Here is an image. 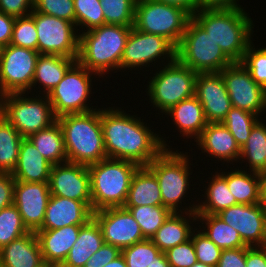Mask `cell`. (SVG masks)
Returning <instances> with one entry per match:
<instances>
[{
    "instance_id": "cell-1",
    "label": "cell",
    "mask_w": 266,
    "mask_h": 267,
    "mask_svg": "<svg viewBox=\"0 0 266 267\" xmlns=\"http://www.w3.org/2000/svg\"><path fill=\"white\" fill-rule=\"evenodd\" d=\"M106 107L101 108V126L107 158L147 166L165 149H171L166 137L150 129L141 117L120 107Z\"/></svg>"
},
{
    "instance_id": "cell-2",
    "label": "cell",
    "mask_w": 266,
    "mask_h": 267,
    "mask_svg": "<svg viewBox=\"0 0 266 267\" xmlns=\"http://www.w3.org/2000/svg\"><path fill=\"white\" fill-rule=\"evenodd\" d=\"M244 7L233 9H202L192 18L219 44L233 61L241 62L248 45L254 41V23Z\"/></svg>"
},
{
    "instance_id": "cell-3",
    "label": "cell",
    "mask_w": 266,
    "mask_h": 267,
    "mask_svg": "<svg viewBox=\"0 0 266 267\" xmlns=\"http://www.w3.org/2000/svg\"><path fill=\"white\" fill-rule=\"evenodd\" d=\"M132 27L105 24L79 33L77 61L96 73L98 78L104 77L108 72L120 71L121 59Z\"/></svg>"
},
{
    "instance_id": "cell-4",
    "label": "cell",
    "mask_w": 266,
    "mask_h": 267,
    "mask_svg": "<svg viewBox=\"0 0 266 267\" xmlns=\"http://www.w3.org/2000/svg\"><path fill=\"white\" fill-rule=\"evenodd\" d=\"M62 129L67 161L89 166L106 159L101 109L57 118Z\"/></svg>"
},
{
    "instance_id": "cell-5",
    "label": "cell",
    "mask_w": 266,
    "mask_h": 267,
    "mask_svg": "<svg viewBox=\"0 0 266 267\" xmlns=\"http://www.w3.org/2000/svg\"><path fill=\"white\" fill-rule=\"evenodd\" d=\"M178 149H165L156 157L147 167L155 174L161 191L162 206L167 207L172 212H196V203L192 200L189 206H182L184 198L189 194L188 189L191 186L190 155L183 153ZM187 194V195H186ZM185 207V208H184Z\"/></svg>"
},
{
    "instance_id": "cell-6",
    "label": "cell",
    "mask_w": 266,
    "mask_h": 267,
    "mask_svg": "<svg viewBox=\"0 0 266 267\" xmlns=\"http://www.w3.org/2000/svg\"><path fill=\"white\" fill-rule=\"evenodd\" d=\"M87 167L90 173L93 212L123 207L132 176L139 165L128 160L106 158Z\"/></svg>"
},
{
    "instance_id": "cell-7",
    "label": "cell",
    "mask_w": 266,
    "mask_h": 267,
    "mask_svg": "<svg viewBox=\"0 0 266 267\" xmlns=\"http://www.w3.org/2000/svg\"><path fill=\"white\" fill-rule=\"evenodd\" d=\"M159 69V70H158ZM158 71L148 80L146 95L149 102L158 113L167 112L173 105L195 95V80L197 72L192 71L177 59L173 62L157 67ZM148 90V91H147ZM160 111V112H159Z\"/></svg>"
},
{
    "instance_id": "cell-8",
    "label": "cell",
    "mask_w": 266,
    "mask_h": 267,
    "mask_svg": "<svg viewBox=\"0 0 266 267\" xmlns=\"http://www.w3.org/2000/svg\"><path fill=\"white\" fill-rule=\"evenodd\" d=\"M176 59L197 73L221 72L234 63L193 18L176 47Z\"/></svg>"
},
{
    "instance_id": "cell-9",
    "label": "cell",
    "mask_w": 266,
    "mask_h": 267,
    "mask_svg": "<svg viewBox=\"0 0 266 267\" xmlns=\"http://www.w3.org/2000/svg\"><path fill=\"white\" fill-rule=\"evenodd\" d=\"M34 92L11 93L4 96L3 117L23 138L45 129L57 121L48 96Z\"/></svg>"
},
{
    "instance_id": "cell-10",
    "label": "cell",
    "mask_w": 266,
    "mask_h": 267,
    "mask_svg": "<svg viewBox=\"0 0 266 267\" xmlns=\"http://www.w3.org/2000/svg\"><path fill=\"white\" fill-rule=\"evenodd\" d=\"M192 15L186 10L154 0H136L134 27L159 35L178 46Z\"/></svg>"
},
{
    "instance_id": "cell-11",
    "label": "cell",
    "mask_w": 266,
    "mask_h": 267,
    "mask_svg": "<svg viewBox=\"0 0 266 267\" xmlns=\"http://www.w3.org/2000/svg\"><path fill=\"white\" fill-rule=\"evenodd\" d=\"M97 76L78 61L67 70L63 79L47 95L57 118L66 114L85 113L97 109L98 105L93 108L92 103L90 104V95L94 93L92 82H95ZM93 78H95L94 81H92Z\"/></svg>"
},
{
    "instance_id": "cell-12",
    "label": "cell",
    "mask_w": 266,
    "mask_h": 267,
    "mask_svg": "<svg viewBox=\"0 0 266 267\" xmlns=\"http://www.w3.org/2000/svg\"><path fill=\"white\" fill-rule=\"evenodd\" d=\"M175 59L176 47L169 40L159 35L144 33L133 26L124 48L120 71H139V69L143 71L153 63L155 70L156 62H159L157 64L159 67L171 63Z\"/></svg>"
},
{
    "instance_id": "cell-13",
    "label": "cell",
    "mask_w": 266,
    "mask_h": 267,
    "mask_svg": "<svg viewBox=\"0 0 266 267\" xmlns=\"http://www.w3.org/2000/svg\"><path fill=\"white\" fill-rule=\"evenodd\" d=\"M30 15L34 18L38 35L37 51L40 54L78 58L79 33L74 23L34 9Z\"/></svg>"
},
{
    "instance_id": "cell-14",
    "label": "cell",
    "mask_w": 266,
    "mask_h": 267,
    "mask_svg": "<svg viewBox=\"0 0 266 267\" xmlns=\"http://www.w3.org/2000/svg\"><path fill=\"white\" fill-rule=\"evenodd\" d=\"M40 53L36 50L4 46L0 55V88L3 93H30Z\"/></svg>"
},
{
    "instance_id": "cell-15",
    "label": "cell",
    "mask_w": 266,
    "mask_h": 267,
    "mask_svg": "<svg viewBox=\"0 0 266 267\" xmlns=\"http://www.w3.org/2000/svg\"><path fill=\"white\" fill-rule=\"evenodd\" d=\"M232 107L257 116L266 111V90L251 77L241 62H234L221 72Z\"/></svg>"
},
{
    "instance_id": "cell-16",
    "label": "cell",
    "mask_w": 266,
    "mask_h": 267,
    "mask_svg": "<svg viewBox=\"0 0 266 267\" xmlns=\"http://www.w3.org/2000/svg\"><path fill=\"white\" fill-rule=\"evenodd\" d=\"M93 218L102 229L104 243L116 246L120 250L146 239L140 225L124 207H110L95 211Z\"/></svg>"
},
{
    "instance_id": "cell-17",
    "label": "cell",
    "mask_w": 266,
    "mask_h": 267,
    "mask_svg": "<svg viewBox=\"0 0 266 267\" xmlns=\"http://www.w3.org/2000/svg\"><path fill=\"white\" fill-rule=\"evenodd\" d=\"M216 215L240 234L246 246L266 244V206L261 203L237 204Z\"/></svg>"
},
{
    "instance_id": "cell-18",
    "label": "cell",
    "mask_w": 266,
    "mask_h": 267,
    "mask_svg": "<svg viewBox=\"0 0 266 267\" xmlns=\"http://www.w3.org/2000/svg\"><path fill=\"white\" fill-rule=\"evenodd\" d=\"M48 183L51 195L92 203L90 173L85 165L68 161L52 165Z\"/></svg>"
},
{
    "instance_id": "cell-19",
    "label": "cell",
    "mask_w": 266,
    "mask_h": 267,
    "mask_svg": "<svg viewBox=\"0 0 266 267\" xmlns=\"http://www.w3.org/2000/svg\"><path fill=\"white\" fill-rule=\"evenodd\" d=\"M195 96L203 107L208 123H221L232 108L219 72L198 73L195 80Z\"/></svg>"
},
{
    "instance_id": "cell-20",
    "label": "cell",
    "mask_w": 266,
    "mask_h": 267,
    "mask_svg": "<svg viewBox=\"0 0 266 267\" xmlns=\"http://www.w3.org/2000/svg\"><path fill=\"white\" fill-rule=\"evenodd\" d=\"M50 196L49 183L15 182L13 204L29 231L42 226Z\"/></svg>"
},
{
    "instance_id": "cell-21",
    "label": "cell",
    "mask_w": 266,
    "mask_h": 267,
    "mask_svg": "<svg viewBox=\"0 0 266 267\" xmlns=\"http://www.w3.org/2000/svg\"><path fill=\"white\" fill-rule=\"evenodd\" d=\"M93 218L92 203L51 195L45 218L38 230L59 229L64 226L86 225Z\"/></svg>"
},
{
    "instance_id": "cell-22",
    "label": "cell",
    "mask_w": 266,
    "mask_h": 267,
    "mask_svg": "<svg viewBox=\"0 0 266 267\" xmlns=\"http://www.w3.org/2000/svg\"><path fill=\"white\" fill-rule=\"evenodd\" d=\"M196 147L201 153H207L206 157L216 158L222 162L237 165L240 159L241 148L229 130L222 123H207L201 135L195 140ZM223 160V161H222Z\"/></svg>"
},
{
    "instance_id": "cell-23",
    "label": "cell",
    "mask_w": 266,
    "mask_h": 267,
    "mask_svg": "<svg viewBox=\"0 0 266 267\" xmlns=\"http://www.w3.org/2000/svg\"><path fill=\"white\" fill-rule=\"evenodd\" d=\"M84 225L64 226L59 229L37 230V235L44 263L60 267L76 242L79 230Z\"/></svg>"
},
{
    "instance_id": "cell-24",
    "label": "cell",
    "mask_w": 266,
    "mask_h": 267,
    "mask_svg": "<svg viewBox=\"0 0 266 267\" xmlns=\"http://www.w3.org/2000/svg\"><path fill=\"white\" fill-rule=\"evenodd\" d=\"M2 267H43L45 265L35 232L13 240L0 249Z\"/></svg>"
},
{
    "instance_id": "cell-25",
    "label": "cell",
    "mask_w": 266,
    "mask_h": 267,
    "mask_svg": "<svg viewBox=\"0 0 266 267\" xmlns=\"http://www.w3.org/2000/svg\"><path fill=\"white\" fill-rule=\"evenodd\" d=\"M167 118L170 116L172 123L182 137L194 138V141L201 135L202 131L207 126V120L204 115V110L194 95L188 99H184L176 105H173L167 112L164 113Z\"/></svg>"
},
{
    "instance_id": "cell-26",
    "label": "cell",
    "mask_w": 266,
    "mask_h": 267,
    "mask_svg": "<svg viewBox=\"0 0 266 267\" xmlns=\"http://www.w3.org/2000/svg\"><path fill=\"white\" fill-rule=\"evenodd\" d=\"M196 221V212H173L150 240L161 252H166L190 239Z\"/></svg>"
},
{
    "instance_id": "cell-27",
    "label": "cell",
    "mask_w": 266,
    "mask_h": 267,
    "mask_svg": "<svg viewBox=\"0 0 266 267\" xmlns=\"http://www.w3.org/2000/svg\"><path fill=\"white\" fill-rule=\"evenodd\" d=\"M50 164L28 138H23L19 148L18 162L11 173L15 181L48 183Z\"/></svg>"
},
{
    "instance_id": "cell-28",
    "label": "cell",
    "mask_w": 266,
    "mask_h": 267,
    "mask_svg": "<svg viewBox=\"0 0 266 267\" xmlns=\"http://www.w3.org/2000/svg\"><path fill=\"white\" fill-rule=\"evenodd\" d=\"M76 61L77 59L68 58L62 55L40 54L35 67L31 92L34 90L37 94L39 92L40 95L47 96L63 79L67 70ZM34 88H36L37 91ZM37 88L40 91H38Z\"/></svg>"
},
{
    "instance_id": "cell-29",
    "label": "cell",
    "mask_w": 266,
    "mask_h": 267,
    "mask_svg": "<svg viewBox=\"0 0 266 267\" xmlns=\"http://www.w3.org/2000/svg\"><path fill=\"white\" fill-rule=\"evenodd\" d=\"M104 244L100 225L92 218L79 230V235L60 267H84L88 259Z\"/></svg>"
},
{
    "instance_id": "cell-30",
    "label": "cell",
    "mask_w": 266,
    "mask_h": 267,
    "mask_svg": "<svg viewBox=\"0 0 266 267\" xmlns=\"http://www.w3.org/2000/svg\"><path fill=\"white\" fill-rule=\"evenodd\" d=\"M162 205L159 182L147 166H139L133 174L124 206Z\"/></svg>"
},
{
    "instance_id": "cell-31",
    "label": "cell",
    "mask_w": 266,
    "mask_h": 267,
    "mask_svg": "<svg viewBox=\"0 0 266 267\" xmlns=\"http://www.w3.org/2000/svg\"><path fill=\"white\" fill-rule=\"evenodd\" d=\"M238 168V169H237ZM230 168V172H218L227 182L230 193L235 197L237 204H259V180L258 173L247 171L237 166ZM222 171V172H221Z\"/></svg>"
},
{
    "instance_id": "cell-32",
    "label": "cell",
    "mask_w": 266,
    "mask_h": 267,
    "mask_svg": "<svg viewBox=\"0 0 266 267\" xmlns=\"http://www.w3.org/2000/svg\"><path fill=\"white\" fill-rule=\"evenodd\" d=\"M210 182L205 187L203 198L198 199L196 214H218L220 211L237 205L235 197L230 193L226 180L215 171L208 177ZM205 199V200H202ZM200 200V201H199Z\"/></svg>"
},
{
    "instance_id": "cell-33",
    "label": "cell",
    "mask_w": 266,
    "mask_h": 267,
    "mask_svg": "<svg viewBox=\"0 0 266 267\" xmlns=\"http://www.w3.org/2000/svg\"><path fill=\"white\" fill-rule=\"evenodd\" d=\"M28 139L50 164L67 162L63 133L58 121L30 135Z\"/></svg>"
},
{
    "instance_id": "cell-34",
    "label": "cell",
    "mask_w": 266,
    "mask_h": 267,
    "mask_svg": "<svg viewBox=\"0 0 266 267\" xmlns=\"http://www.w3.org/2000/svg\"><path fill=\"white\" fill-rule=\"evenodd\" d=\"M196 216L197 224H202L198 225L199 229L222 250L246 247L240 234L218 215L196 214Z\"/></svg>"
},
{
    "instance_id": "cell-35",
    "label": "cell",
    "mask_w": 266,
    "mask_h": 267,
    "mask_svg": "<svg viewBox=\"0 0 266 267\" xmlns=\"http://www.w3.org/2000/svg\"><path fill=\"white\" fill-rule=\"evenodd\" d=\"M239 160V164L247 161L245 168L249 167L248 171L259 173L266 170V123L263 118L253 126L246 144L241 148Z\"/></svg>"
},
{
    "instance_id": "cell-36",
    "label": "cell",
    "mask_w": 266,
    "mask_h": 267,
    "mask_svg": "<svg viewBox=\"0 0 266 267\" xmlns=\"http://www.w3.org/2000/svg\"><path fill=\"white\" fill-rule=\"evenodd\" d=\"M22 140L23 137L12 124L0 117V172H13Z\"/></svg>"
},
{
    "instance_id": "cell-37",
    "label": "cell",
    "mask_w": 266,
    "mask_h": 267,
    "mask_svg": "<svg viewBox=\"0 0 266 267\" xmlns=\"http://www.w3.org/2000/svg\"><path fill=\"white\" fill-rule=\"evenodd\" d=\"M128 209L133 215L136 222L140 225L143 236L146 239H151L158 228L167 220L173 213L165 206H123Z\"/></svg>"
},
{
    "instance_id": "cell-38",
    "label": "cell",
    "mask_w": 266,
    "mask_h": 267,
    "mask_svg": "<svg viewBox=\"0 0 266 267\" xmlns=\"http://www.w3.org/2000/svg\"><path fill=\"white\" fill-rule=\"evenodd\" d=\"M260 119L253 113L232 107L221 123L232 134L238 146L242 148L246 144L253 126Z\"/></svg>"
},
{
    "instance_id": "cell-39",
    "label": "cell",
    "mask_w": 266,
    "mask_h": 267,
    "mask_svg": "<svg viewBox=\"0 0 266 267\" xmlns=\"http://www.w3.org/2000/svg\"><path fill=\"white\" fill-rule=\"evenodd\" d=\"M29 232L14 204L0 210V249Z\"/></svg>"
},
{
    "instance_id": "cell-40",
    "label": "cell",
    "mask_w": 266,
    "mask_h": 267,
    "mask_svg": "<svg viewBox=\"0 0 266 267\" xmlns=\"http://www.w3.org/2000/svg\"><path fill=\"white\" fill-rule=\"evenodd\" d=\"M73 1L75 9V25L79 33L105 25V18L100 0ZM78 27L79 29L82 28L81 31Z\"/></svg>"
},
{
    "instance_id": "cell-41",
    "label": "cell",
    "mask_w": 266,
    "mask_h": 267,
    "mask_svg": "<svg viewBox=\"0 0 266 267\" xmlns=\"http://www.w3.org/2000/svg\"><path fill=\"white\" fill-rule=\"evenodd\" d=\"M105 24L134 26L136 0H100Z\"/></svg>"
},
{
    "instance_id": "cell-42",
    "label": "cell",
    "mask_w": 266,
    "mask_h": 267,
    "mask_svg": "<svg viewBox=\"0 0 266 267\" xmlns=\"http://www.w3.org/2000/svg\"><path fill=\"white\" fill-rule=\"evenodd\" d=\"M160 252L150 239L134 243L121 250L127 267H149Z\"/></svg>"
},
{
    "instance_id": "cell-43",
    "label": "cell",
    "mask_w": 266,
    "mask_h": 267,
    "mask_svg": "<svg viewBox=\"0 0 266 267\" xmlns=\"http://www.w3.org/2000/svg\"><path fill=\"white\" fill-rule=\"evenodd\" d=\"M252 41L245 52L241 64L248 70L251 77L266 90V47H254Z\"/></svg>"
},
{
    "instance_id": "cell-44",
    "label": "cell",
    "mask_w": 266,
    "mask_h": 267,
    "mask_svg": "<svg viewBox=\"0 0 266 267\" xmlns=\"http://www.w3.org/2000/svg\"><path fill=\"white\" fill-rule=\"evenodd\" d=\"M38 35L31 15L15 17L10 44L37 51Z\"/></svg>"
},
{
    "instance_id": "cell-45",
    "label": "cell",
    "mask_w": 266,
    "mask_h": 267,
    "mask_svg": "<svg viewBox=\"0 0 266 267\" xmlns=\"http://www.w3.org/2000/svg\"><path fill=\"white\" fill-rule=\"evenodd\" d=\"M190 238L194 244L197 261L216 267L221 257L222 249L210 240L204 232L199 230L197 225Z\"/></svg>"
},
{
    "instance_id": "cell-46",
    "label": "cell",
    "mask_w": 266,
    "mask_h": 267,
    "mask_svg": "<svg viewBox=\"0 0 266 267\" xmlns=\"http://www.w3.org/2000/svg\"><path fill=\"white\" fill-rule=\"evenodd\" d=\"M36 12L65 19L75 24L73 0H34Z\"/></svg>"
},
{
    "instance_id": "cell-47",
    "label": "cell",
    "mask_w": 266,
    "mask_h": 267,
    "mask_svg": "<svg viewBox=\"0 0 266 267\" xmlns=\"http://www.w3.org/2000/svg\"><path fill=\"white\" fill-rule=\"evenodd\" d=\"M164 253L171 267H191L197 262L194 244L191 238L182 244L170 248Z\"/></svg>"
},
{
    "instance_id": "cell-48",
    "label": "cell",
    "mask_w": 266,
    "mask_h": 267,
    "mask_svg": "<svg viewBox=\"0 0 266 267\" xmlns=\"http://www.w3.org/2000/svg\"><path fill=\"white\" fill-rule=\"evenodd\" d=\"M34 0H0V11L13 17H24L31 14Z\"/></svg>"
},
{
    "instance_id": "cell-49",
    "label": "cell",
    "mask_w": 266,
    "mask_h": 267,
    "mask_svg": "<svg viewBox=\"0 0 266 267\" xmlns=\"http://www.w3.org/2000/svg\"><path fill=\"white\" fill-rule=\"evenodd\" d=\"M121 254V250L108 243H104L86 262L84 267H104Z\"/></svg>"
},
{
    "instance_id": "cell-50",
    "label": "cell",
    "mask_w": 266,
    "mask_h": 267,
    "mask_svg": "<svg viewBox=\"0 0 266 267\" xmlns=\"http://www.w3.org/2000/svg\"><path fill=\"white\" fill-rule=\"evenodd\" d=\"M216 267H246V247L222 250Z\"/></svg>"
},
{
    "instance_id": "cell-51",
    "label": "cell",
    "mask_w": 266,
    "mask_h": 267,
    "mask_svg": "<svg viewBox=\"0 0 266 267\" xmlns=\"http://www.w3.org/2000/svg\"><path fill=\"white\" fill-rule=\"evenodd\" d=\"M15 182L11 173L0 172V210L13 204Z\"/></svg>"
},
{
    "instance_id": "cell-52",
    "label": "cell",
    "mask_w": 266,
    "mask_h": 267,
    "mask_svg": "<svg viewBox=\"0 0 266 267\" xmlns=\"http://www.w3.org/2000/svg\"><path fill=\"white\" fill-rule=\"evenodd\" d=\"M14 22L15 17L0 11V45L3 47L11 42Z\"/></svg>"
},
{
    "instance_id": "cell-53",
    "label": "cell",
    "mask_w": 266,
    "mask_h": 267,
    "mask_svg": "<svg viewBox=\"0 0 266 267\" xmlns=\"http://www.w3.org/2000/svg\"><path fill=\"white\" fill-rule=\"evenodd\" d=\"M246 267H266L263 245L254 247L246 246Z\"/></svg>"
},
{
    "instance_id": "cell-54",
    "label": "cell",
    "mask_w": 266,
    "mask_h": 267,
    "mask_svg": "<svg viewBox=\"0 0 266 267\" xmlns=\"http://www.w3.org/2000/svg\"><path fill=\"white\" fill-rule=\"evenodd\" d=\"M238 2V3H237ZM239 0H198V10L240 8Z\"/></svg>"
},
{
    "instance_id": "cell-55",
    "label": "cell",
    "mask_w": 266,
    "mask_h": 267,
    "mask_svg": "<svg viewBox=\"0 0 266 267\" xmlns=\"http://www.w3.org/2000/svg\"><path fill=\"white\" fill-rule=\"evenodd\" d=\"M167 5L177 6L189 12L192 16L198 11V0H154Z\"/></svg>"
},
{
    "instance_id": "cell-56",
    "label": "cell",
    "mask_w": 266,
    "mask_h": 267,
    "mask_svg": "<svg viewBox=\"0 0 266 267\" xmlns=\"http://www.w3.org/2000/svg\"><path fill=\"white\" fill-rule=\"evenodd\" d=\"M259 197L261 204L266 206V170L258 173Z\"/></svg>"
},
{
    "instance_id": "cell-57",
    "label": "cell",
    "mask_w": 266,
    "mask_h": 267,
    "mask_svg": "<svg viewBox=\"0 0 266 267\" xmlns=\"http://www.w3.org/2000/svg\"><path fill=\"white\" fill-rule=\"evenodd\" d=\"M149 267H171L164 252H160Z\"/></svg>"
},
{
    "instance_id": "cell-58",
    "label": "cell",
    "mask_w": 266,
    "mask_h": 267,
    "mask_svg": "<svg viewBox=\"0 0 266 267\" xmlns=\"http://www.w3.org/2000/svg\"><path fill=\"white\" fill-rule=\"evenodd\" d=\"M104 267H127L122 254L117 256L114 260L107 263Z\"/></svg>"
},
{
    "instance_id": "cell-59",
    "label": "cell",
    "mask_w": 266,
    "mask_h": 267,
    "mask_svg": "<svg viewBox=\"0 0 266 267\" xmlns=\"http://www.w3.org/2000/svg\"><path fill=\"white\" fill-rule=\"evenodd\" d=\"M4 96H5V94L3 93V91L0 88V117L3 116V101H4Z\"/></svg>"
},
{
    "instance_id": "cell-60",
    "label": "cell",
    "mask_w": 266,
    "mask_h": 267,
    "mask_svg": "<svg viewBox=\"0 0 266 267\" xmlns=\"http://www.w3.org/2000/svg\"><path fill=\"white\" fill-rule=\"evenodd\" d=\"M191 267H212V266H209V265H206L204 263H201V262H196L195 264H193Z\"/></svg>"
},
{
    "instance_id": "cell-61",
    "label": "cell",
    "mask_w": 266,
    "mask_h": 267,
    "mask_svg": "<svg viewBox=\"0 0 266 267\" xmlns=\"http://www.w3.org/2000/svg\"><path fill=\"white\" fill-rule=\"evenodd\" d=\"M263 255H264V260L266 264V244H263Z\"/></svg>"
},
{
    "instance_id": "cell-62",
    "label": "cell",
    "mask_w": 266,
    "mask_h": 267,
    "mask_svg": "<svg viewBox=\"0 0 266 267\" xmlns=\"http://www.w3.org/2000/svg\"><path fill=\"white\" fill-rule=\"evenodd\" d=\"M2 48H3V46L0 45V55H1V52H2Z\"/></svg>"
},
{
    "instance_id": "cell-63",
    "label": "cell",
    "mask_w": 266,
    "mask_h": 267,
    "mask_svg": "<svg viewBox=\"0 0 266 267\" xmlns=\"http://www.w3.org/2000/svg\"><path fill=\"white\" fill-rule=\"evenodd\" d=\"M43 267H52V266L45 264Z\"/></svg>"
}]
</instances>
